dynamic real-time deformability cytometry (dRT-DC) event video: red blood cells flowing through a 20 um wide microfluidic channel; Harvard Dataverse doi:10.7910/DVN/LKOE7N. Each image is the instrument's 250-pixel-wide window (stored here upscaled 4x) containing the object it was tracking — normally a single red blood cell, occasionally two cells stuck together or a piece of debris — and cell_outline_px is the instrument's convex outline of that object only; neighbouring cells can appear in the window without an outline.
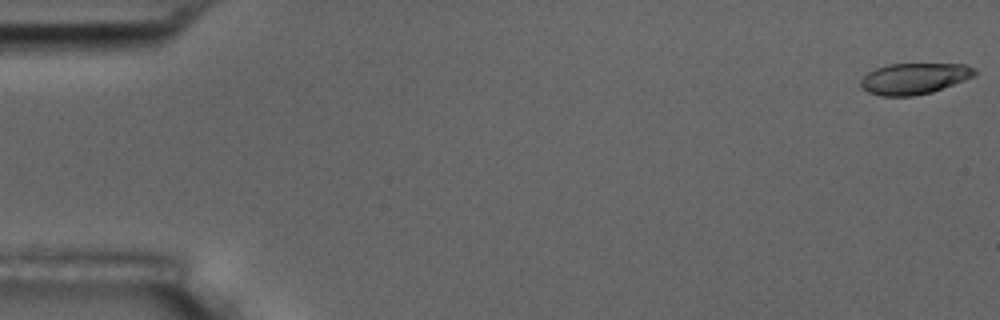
{"species": "common noctule bat (a hibernating species)", "species_latin": "Nyctalus noctula", "temperature_condition": "room temperature", "stored_images_in_passage": 15, "camera_frame_rate_fps": 3000, "um_per_image_px": 0.085, "animal": {"sex": "male", "body_mass_g": 17.5, "forearm_length_mm": 52.3}, "frame": {"image": 1, "passage_image": 1, "time_ms": 0.0, "image_size_px": [1000, 320], "cell_outline_px": [[976, 76], [932, 92], [912, 96], [880, 96], [868, 92], [860, 88], [860, 80], [868, 72], [876, 68], [888, 64], [964, 64], [976, 68]], "centroid_in_image_um": [77.7, 6.68], "position_along_channel_um": 7.3, "area_um2": 20.81}}
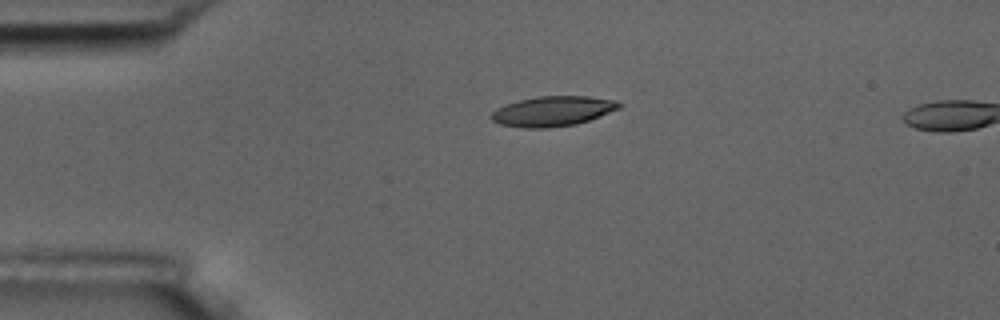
{"frame": {"image": 2, "passage_image": 13, "time_ms": 4.0, "image_size_px": [1000, 320], "cell_outline_px": [[624, 104], [620, 108], [600, 116], [576, 124], [548, 128], [520, 128], [500, 124], [492, 120], [488, 116], [496, 108], [520, 100], [540, 96], [588, 96], [616, 100]], "centroid_in_image_um": [46.99, 9.45], "position_along_channel_um": 38.0, "area_um2": 22.43}}